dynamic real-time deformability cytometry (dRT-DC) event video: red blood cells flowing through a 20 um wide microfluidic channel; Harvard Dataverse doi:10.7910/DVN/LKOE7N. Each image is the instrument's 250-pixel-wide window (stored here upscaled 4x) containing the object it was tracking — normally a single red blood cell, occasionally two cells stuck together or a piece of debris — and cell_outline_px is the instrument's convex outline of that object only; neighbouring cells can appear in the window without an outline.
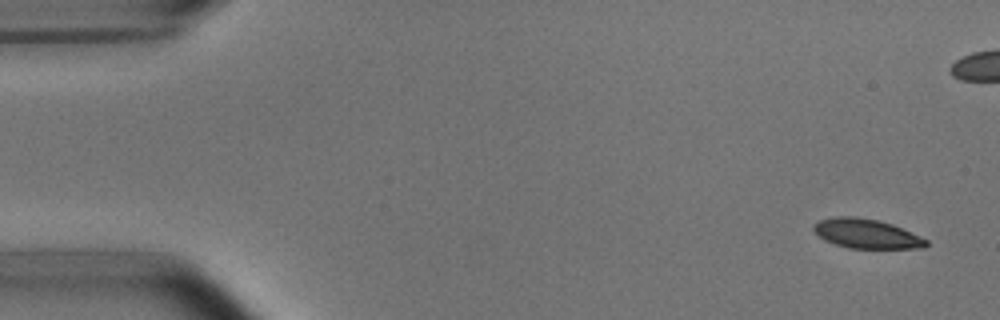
{"species": "common noctule bat (a hibernating species)", "species_latin": "Nyctalus noctula", "temperature_condition": "room temperature", "stored_images_in_passage": 5, "camera_frame_rate_fps": 3000, "um_per_image_px": 0.085, "animal": {"sex": "male", "body_mass_g": 15.6}, "frame": {"image": 1, "passage_image": 1, "time_ms": 0.0, "image_size_px": [1000, 320], "cell_outline_px": [[928, 244], [924, 248], [848, 248], [824, 240], [812, 228], [812, 224], [820, 220], [836, 216], [852, 216], [880, 220], [892, 224], [928, 240]], "centroid_in_image_um": [73.63, 19.86], "position_along_channel_um": 11.4, "area_um2": 19.19}}